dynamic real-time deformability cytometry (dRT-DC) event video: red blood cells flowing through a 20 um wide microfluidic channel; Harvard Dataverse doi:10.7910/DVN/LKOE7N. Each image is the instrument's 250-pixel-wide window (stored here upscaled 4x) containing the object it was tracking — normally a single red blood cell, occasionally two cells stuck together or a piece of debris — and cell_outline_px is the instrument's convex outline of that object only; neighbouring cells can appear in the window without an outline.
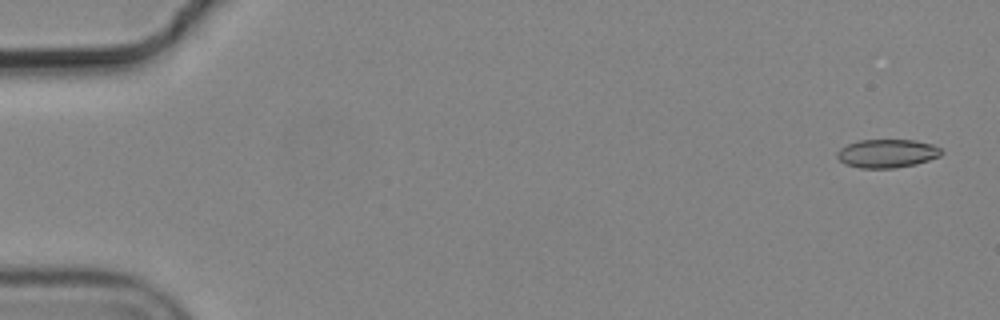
{"species": "common noctule bat (a hibernating species)", "species_latin": "Nyctalus noctula", "temperature_condition": "cold", "stored_images_in_passage": 7, "camera_frame_rate_fps": 3000, "um_per_image_px": 0.085, "animal": {"sex": "male", "body_mass_g": 19.2, "forearm_length_mm": 51.8}, "frame": {"image": 1, "passage_image": 1, "time_ms": 0.0, "image_size_px": [1000, 320], "cell_outline_px": [[944, 152], [940, 156], [916, 164], [896, 168], [860, 168], [844, 164], [836, 156], [836, 152], [840, 148], [848, 144], [860, 140], [916, 140], [932, 144], [940, 148]], "centroid_in_image_um": [75.4, 13.04], "position_along_channel_um": 9.6, "area_um2": 17.4}}
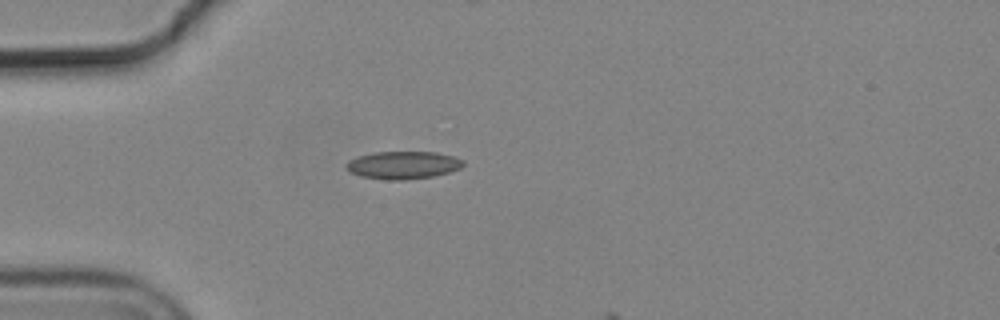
{"frame": {"image": 2, "passage_image": 5, "time_ms": 1.333, "image_size_px": [1000, 320], "cell_outline_px": [[464, 164], [460, 168], [448, 172], [432, 176], [404, 180], [388, 180], [360, 176], [352, 172], [344, 164], [348, 160], [360, 156], [376, 152], [436, 152], [452, 156], [464, 160]], "centroid_in_image_um": [34.26, 14.03], "position_along_channel_um": 50.7, "area_um2": 18.67}}